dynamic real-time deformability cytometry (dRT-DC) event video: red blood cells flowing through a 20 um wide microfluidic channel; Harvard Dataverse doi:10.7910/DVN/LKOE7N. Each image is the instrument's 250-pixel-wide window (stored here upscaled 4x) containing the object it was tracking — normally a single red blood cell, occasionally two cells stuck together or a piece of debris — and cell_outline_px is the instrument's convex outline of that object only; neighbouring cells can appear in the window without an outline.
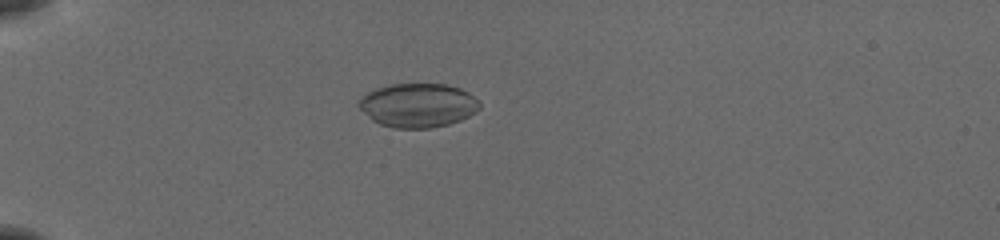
{"species": "common noctule bat (a hibernating species)", "species_latin": "Nyctalus noctula", "temperature_condition": "cold", "stored_images_in_passage": 17, "camera_frame_rate_fps": 3000, "um_per_image_px": 0.085, "animal": {"sex": "female", "body_mass_g": 19.5, "forearm_length_mm": 54.1}, "frame": {"image": 1, "passage_image": 15, "time_ms": 4.667, "image_size_px": [1000, 240], "cell_outline_px": [[480, 108], [476, 112], [460, 120], [448, 124], [432, 128], [396, 128], [380, 124], [372, 120], [356, 104], [360, 96], [376, 88], [392, 84], [444, 84], [460, 88], [468, 92], [480, 104]], "centroid_in_image_um": [35.5, 8.95], "position_along_channel_um": 49.5, "area_um2": 30.92}}
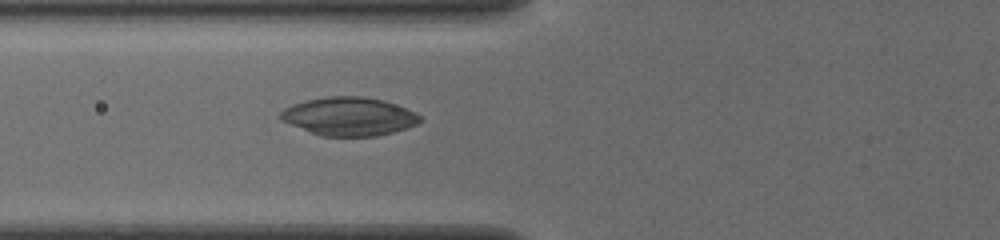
{"frame": {"image": 2, "passage_image": 17, "time_ms": 5.333, "image_size_px": [1000, 240], "cell_outline_px": [[420, 120], [416, 124], [392, 132], [376, 136], [320, 136], [280, 120], [280, 112], [284, 108], [292, 104], [308, 100], [328, 96], [360, 96], [380, 100], [416, 112], [420, 116]], "centroid_in_image_um": [29.61, 9.9], "position_along_channel_um": 96.2, "area_um2": 30.75}}